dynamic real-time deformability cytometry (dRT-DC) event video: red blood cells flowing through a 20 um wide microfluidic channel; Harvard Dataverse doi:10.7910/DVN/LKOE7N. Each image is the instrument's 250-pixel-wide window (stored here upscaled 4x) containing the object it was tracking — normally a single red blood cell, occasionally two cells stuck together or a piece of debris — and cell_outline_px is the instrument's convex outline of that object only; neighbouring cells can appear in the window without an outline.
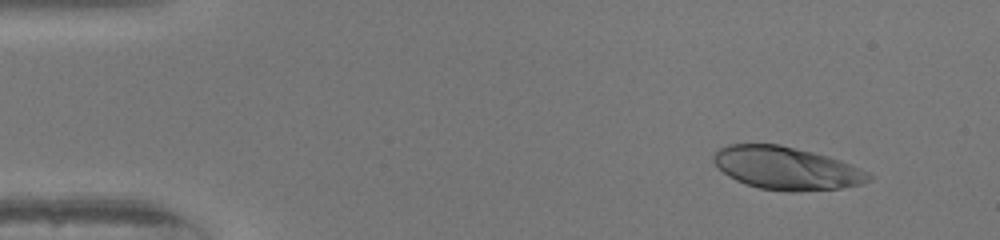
{"species": "human", "species_latin": "Homo sapiens", "temperature_condition": "warm", "stored_images_in_passage": 47, "camera_frame_rate_fps": 3000, "um_per_image_px": 0.085, "donor": {"sex": "female"}, "frame": {"image": 1, "passage_image": 1, "time_ms": 0.0, "image_size_px": [1000, 240], "cell_outline_px": [[876, 176], [872, 180], [860, 184], [840, 188], [796, 192], [788, 192], [760, 188], [736, 180], [728, 176], [712, 160], [712, 156], [720, 148], [728, 144], [780, 144], [828, 156], [840, 160], [860, 168]], "centroid_in_image_um": [66.88, 14.3], "position_along_channel_um": 18.1, "area_um2": 38.73}}
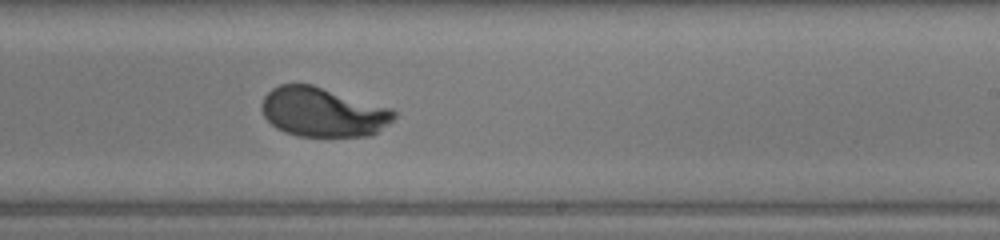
{"frame": {"image": 2, "passage_image": 27, "time_ms": 8.667, "image_size_px": [1000, 240], "cell_outline_px": [[396, 116], [388, 124], [372, 136], [296, 136], [284, 132], [276, 128], [264, 116], [260, 108], [260, 104], [264, 96], [272, 88], [280, 84], [312, 84], [392, 108], [396, 112]], "centroid_in_image_um": [27.44, 9.53], "position_along_channel_um": 261.6, "area_um2": 38.32}}
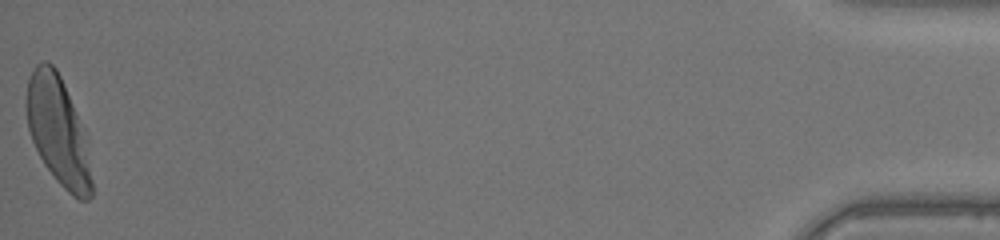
{"frame": {"image": 3, "passage_image": 47, "time_ms": 15.333, "image_size_px": [1000, 240], "cell_outline_px": [[92, 196], [88, 200], [80, 200], [72, 196], [56, 180], [44, 164], [32, 140], [28, 128], [24, 104], [28, 76], [36, 64], [44, 60], [48, 60], [56, 68], [60, 76], [72, 104], [76, 116], [92, 180]], "centroid_in_image_um": [4.83, 11.09], "position_along_channel_um": 430.4, "area_um2": 39.94}, "authors_computed_cell_mechanics": {"area_um2": 38.7838, "velocity_mm_per_s": 4.056, "shape_relaxation_time_tau1_ms": 2.7015, "shape_relaxation_time_tau2_ms": null, "deformation_change_tau1": 0.2121, "deformation_change_tau2": null}}